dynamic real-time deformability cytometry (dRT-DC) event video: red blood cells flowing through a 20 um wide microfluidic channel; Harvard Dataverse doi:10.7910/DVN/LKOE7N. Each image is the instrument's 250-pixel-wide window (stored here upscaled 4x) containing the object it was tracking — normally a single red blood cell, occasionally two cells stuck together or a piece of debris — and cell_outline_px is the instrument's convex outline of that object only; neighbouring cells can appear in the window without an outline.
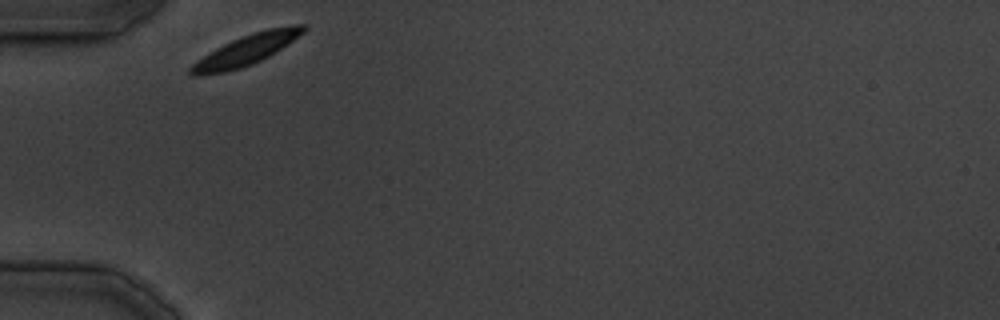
{"species": "common noctule bat (a hibernating species)", "species_latin": "Nyctalus noctula", "temperature_condition": "cold", "stored_images_in_passage": 3, "camera_frame_rate_fps": 3000, "um_per_image_px": 0.085, "animal": {"sex": "male", "body_mass_g": 19.5, "forearm_length_mm": 54.6}, "frame": {"image": 1, "passage_image": 1, "time_ms": 0.0, "image_size_px": [1000, 320], "cell_outline_px": [[308, 28], [304, 32], [268, 56], [252, 64], [240, 68], [224, 72], [200, 76], [196, 76], [188, 72], [188, 68], [196, 60], [216, 48], [232, 40], [268, 28], [292, 24], [308, 24]], "centroid_in_image_um": [20.91, 4.25], "position_along_channel_um": 64.1, "area_um2": 19.65}}